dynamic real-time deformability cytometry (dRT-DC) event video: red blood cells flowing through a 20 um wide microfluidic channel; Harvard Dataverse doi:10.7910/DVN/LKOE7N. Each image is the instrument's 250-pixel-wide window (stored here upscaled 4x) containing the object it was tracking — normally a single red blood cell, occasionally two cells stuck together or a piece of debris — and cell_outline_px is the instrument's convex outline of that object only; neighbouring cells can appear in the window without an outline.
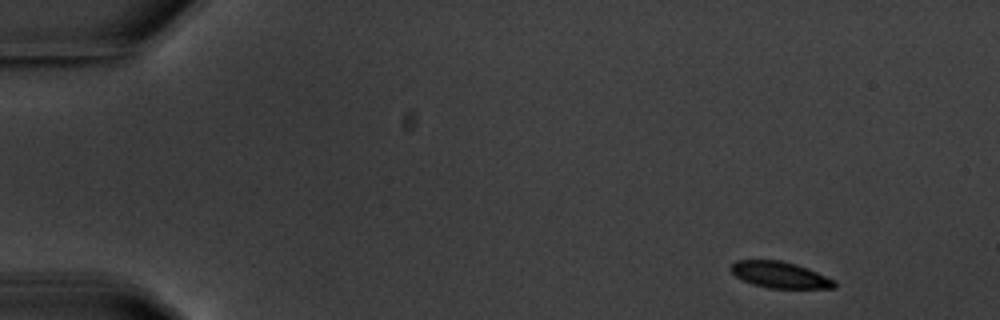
{"species": "common noctule bat (a hibernating species)", "species_latin": "Nyctalus noctula", "temperature_condition": "warm", "stored_images_in_passage": 9, "camera_frame_rate_fps": 3000, "um_per_image_px": 0.085, "animal": {"sex": "male", "body_mass_g": 20.1, "forearm_length_mm": 53.5}, "frame": {"image": 1, "passage_image": 1, "time_ms": 0.0, "image_size_px": [1000, 320], "cell_outline_px": [[836, 288], [768, 288], [752, 284], [736, 276], [728, 268], [736, 260], [780, 260], [796, 264], [808, 268], [836, 280]], "centroid_in_image_um": [66.3, 23.36], "position_along_channel_um": 18.7, "area_um2": 15.95}}